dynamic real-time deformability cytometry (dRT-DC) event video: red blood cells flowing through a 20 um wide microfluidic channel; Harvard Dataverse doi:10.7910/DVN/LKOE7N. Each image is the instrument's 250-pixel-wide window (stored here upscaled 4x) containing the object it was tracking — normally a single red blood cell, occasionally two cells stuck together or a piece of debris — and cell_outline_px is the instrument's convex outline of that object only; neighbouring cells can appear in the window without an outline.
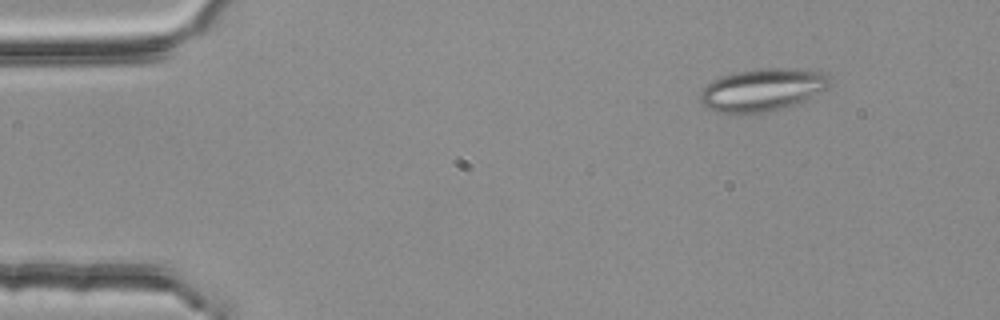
{"species": "common noctule bat (a hibernating species)", "species_latin": "Nyctalus noctula", "temperature_condition": "room temperature", "stored_images_in_passage": 5, "camera_frame_rate_fps": 3000, "um_per_image_px": 0.085, "animal": {"sex": "female", "body_mass_g": 25.1}, "frame": {"image": 1, "passage_image": 2, "time_ms": 0.333, "image_size_px": [1000, 320], "cell_outline_px": [[832, 84], [828, 88], [792, 108], [776, 112], [736, 116], [716, 112], [708, 108], [700, 100], [700, 88], [712, 80], [720, 76], [736, 72], [764, 68], [800, 68], [828, 72], [832, 76]], "centroid_in_image_um": [64.87, 7.67], "position_along_channel_um": 20.1, "area_um2": 33.99}}